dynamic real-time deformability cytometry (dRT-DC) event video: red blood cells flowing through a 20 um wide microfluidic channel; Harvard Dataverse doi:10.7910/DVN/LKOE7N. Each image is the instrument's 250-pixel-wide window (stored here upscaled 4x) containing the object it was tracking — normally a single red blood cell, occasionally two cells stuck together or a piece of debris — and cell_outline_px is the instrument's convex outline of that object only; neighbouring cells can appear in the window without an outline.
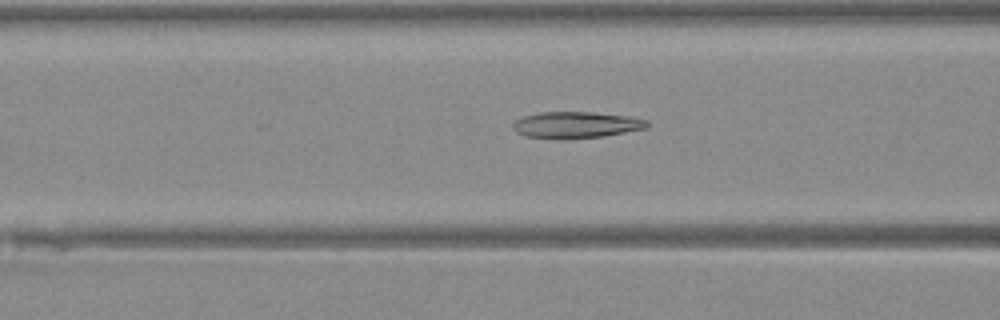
{"species": "Egyptian fruit bat (a non-hibernating species)", "species_latin": "Rousettus aegyptiacus", "temperature_condition": "warm", "stored_images_in_passage": 42, "camera_frame_rate_fps": 3000, "um_per_image_px": 0.085, "animal": {"sex": "female"}, "frame": {"image": 1, "passage_image": 13, "time_ms": 4.0, "image_size_px": [1000, 320], "cell_outline_px": [[648, 124], [644, 128], [600, 136], [560, 140], [524, 136], [516, 132], [512, 128], [512, 124], [516, 120], [524, 116], [540, 112], [592, 112], [628, 116], [648, 120]], "centroid_in_image_um": [48.88, 10.62], "position_along_channel_um": 117.7, "area_um2": 20.58}}
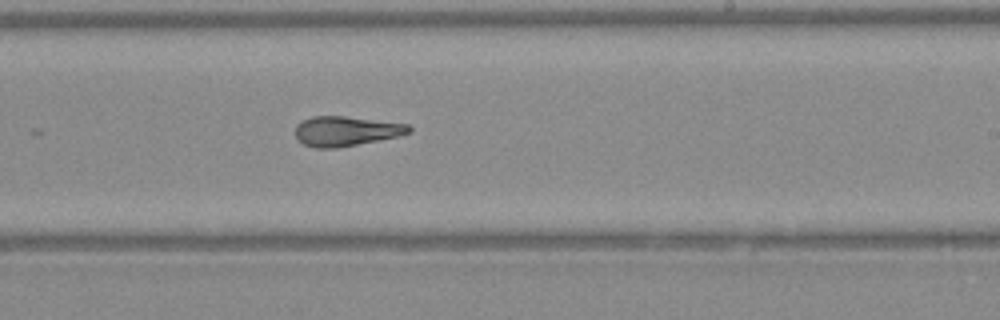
{"frame": {"image": 2, "passage_image": 23, "time_ms": 7.333, "image_size_px": [1000, 320], "cell_outline_px": [[412, 128], [408, 132], [396, 136], [336, 148], [316, 148], [304, 144], [296, 136], [296, 124], [300, 120], [312, 116], [344, 116], [408, 124]], "centroid_in_image_um": [29.34, 11.13], "position_along_channel_um": 259.7, "area_um2": 19.36}}
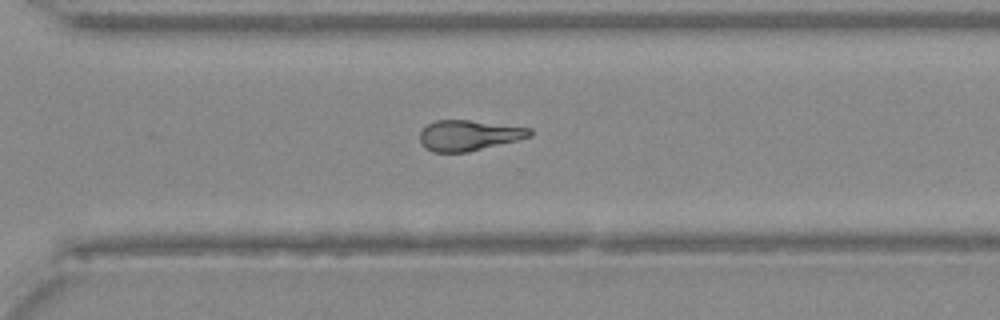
{"frame": {"image": 3, "passage_image": 28, "time_ms": 9.0, "image_size_px": [1000, 320], "cell_outline_px": [[532, 136], [468, 152], [432, 152], [420, 140], [420, 128], [436, 120], [468, 120], [532, 128]], "centroid_in_image_um": [39.84, 11.49], "position_along_channel_um": 330.8, "area_um2": 19.36}}